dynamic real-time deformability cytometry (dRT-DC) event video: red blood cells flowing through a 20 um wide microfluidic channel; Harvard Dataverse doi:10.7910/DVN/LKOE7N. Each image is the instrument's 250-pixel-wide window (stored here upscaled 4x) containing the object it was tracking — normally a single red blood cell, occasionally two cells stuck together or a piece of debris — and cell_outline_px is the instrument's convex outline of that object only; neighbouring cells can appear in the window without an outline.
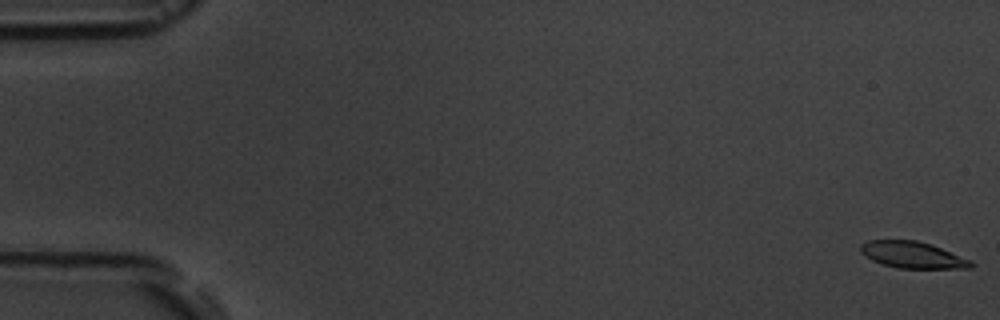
{"species": "common noctule bat (a hibernating species)", "species_latin": "Nyctalus noctula", "temperature_condition": "room temperature", "stored_images_in_passage": 6, "camera_frame_rate_fps": 3000, "um_per_image_px": 0.085, "animal": {"sex": "male", "body_mass_g": 19.5, "forearm_length_mm": 54.6}, "frame": {"image": 1, "passage_image": 1, "time_ms": 0.0, "image_size_px": [1000, 320], "cell_outline_px": [[976, 264], [972, 268], [900, 268], [884, 264], [872, 260], [860, 252], [860, 244], [868, 240], [916, 240], [932, 244], [972, 260]], "centroid_in_image_um": [77.61, 21.66], "position_along_channel_um": 7.4, "area_um2": 17.17}}
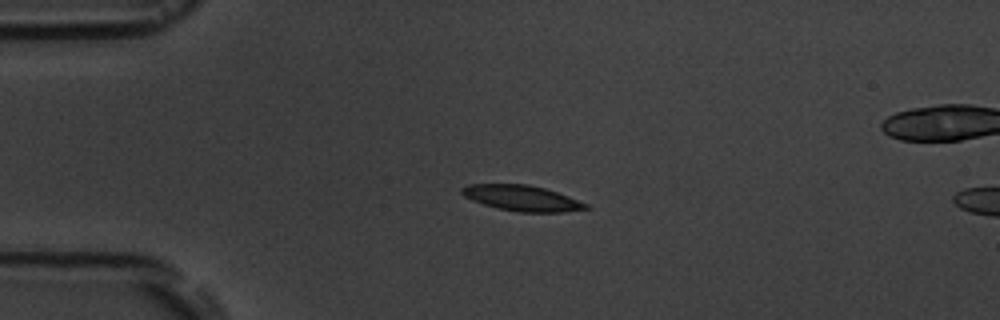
{"frame": {"image": 2, "passage_image": 5, "time_ms": 4.333, "image_size_px": [1000, 320], "cell_outline_px": [[592, 208], [564, 212], [520, 212], [496, 208], [472, 200], [464, 196], [460, 192], [460, 188], [468, 184], [528, 184], [544, 188], [568, 196], [588, 204]], "centroid_in_image_um": [44.36, 16.84], "position_along_channel_um": 40.6, "area_um2": 18.55}}